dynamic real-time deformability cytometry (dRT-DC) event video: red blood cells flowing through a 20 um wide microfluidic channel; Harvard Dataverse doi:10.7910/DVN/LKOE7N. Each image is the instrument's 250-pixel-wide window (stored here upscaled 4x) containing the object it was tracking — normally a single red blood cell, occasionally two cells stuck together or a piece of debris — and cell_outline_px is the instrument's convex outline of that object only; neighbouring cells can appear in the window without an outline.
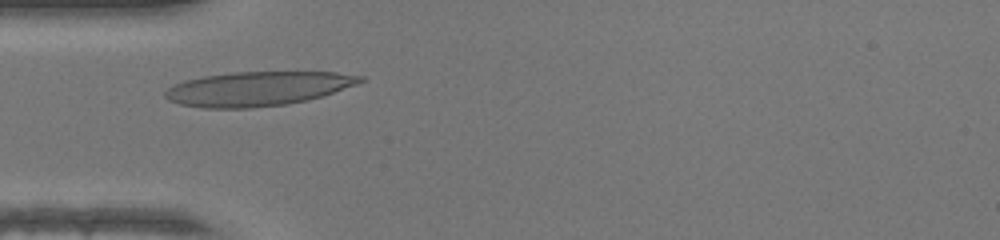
{"species": "human", "species_latin": "Homo sapiens", "temperature_condition": "warm", "stored_images_in_passage": 32, "camera_frame_rate_fps": 3000, "um_per_image_px": 0.085, "donor": {"sex": "female"}, "frame": {"image": 1, "passage_image": 8, "time_ms": 2.333, "image_size_px": [1000, 240], "cell_outline_px": [[364, 80], [356, 84], [308, 100], [288, 104], [248, 108], [204, 108], [180, 104], [168, 100], [164, 96], [164, 92], [168, 88], [184, 80], [204, 76], [232, 72], [336, 72], [364, 76]], "centroid_in_image_um": [21.87, 7.54], "position_along_channel_um": 63.1, "area_um2": 38.78}}
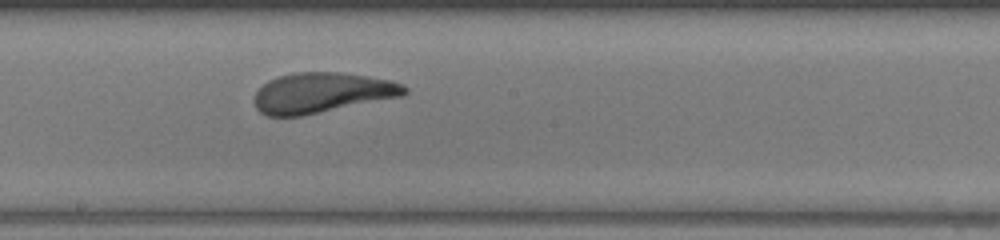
{"frame": {"image": 2, "passage_image": 19, "time_ms": 6.0, "image_size_px": [1000, 240], "cell_outline_px": [[408, 92], [404, 96], [304, 116], [268, 116], [260, 112], [256, 108], [252, 100], [252, 96], [268, 80], [280, 76], [296, 72], [340, 72], [368, 76], [392, 80], [404, 84], [408, 88]], "centroid_in_image_um": [27.39, 7.89], "position_along_channel_um": 220.8, "area_um2": 35.78}}
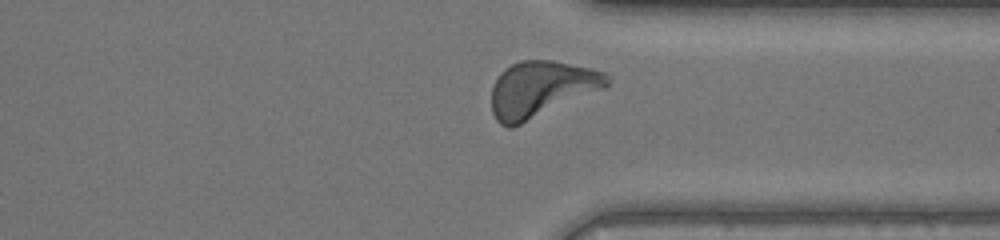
{"frame": {"image": 3, "passage_image": 29, "time_ms": 9.333, "image_size_px": [1000, 240], "cell_outline_px": [[612, 80], [604, 88], [512, 128], [508, 128], [500, 124], [496, 120], [492, 112], [492, 88], [500, 72], [504, 68], [520, 60], [552, 60], [592, 68], [608, 72], [612, 76]], "centroid_in_image_um": [46.02, 7.56], "position_along_channel_um": 365.4, "area_um2": 37.86}, "authors_computed_cell_mechanics": {"area_um2": 35.6337, "velocity_mm_per_s": 4.3473, "shape_relaxation_time_tau1_ms": 4.0346, "shape_relaxation_time_tau2_ms": 0.7203, "deformation_change_tau1": 0.1758, "deformation_change_tau2": 0.0747}}